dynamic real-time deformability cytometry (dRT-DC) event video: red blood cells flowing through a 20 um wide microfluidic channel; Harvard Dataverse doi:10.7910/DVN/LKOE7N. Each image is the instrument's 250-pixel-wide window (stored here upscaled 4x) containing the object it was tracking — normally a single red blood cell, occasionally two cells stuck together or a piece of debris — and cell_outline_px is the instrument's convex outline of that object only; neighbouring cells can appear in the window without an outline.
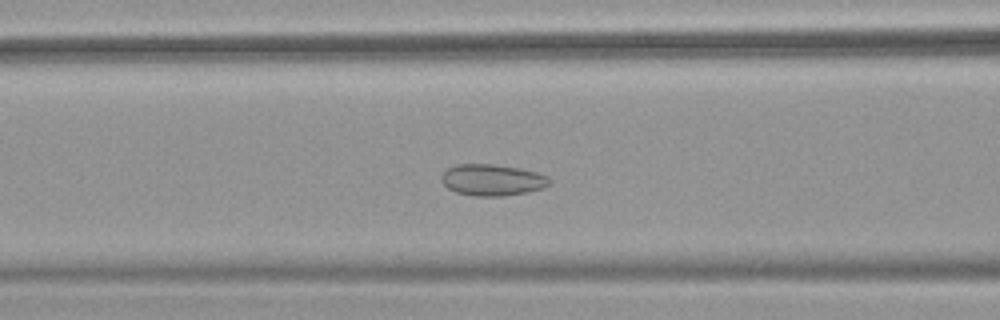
{"species": "common noctule bat (a hibernating species)", "species_latin": "Nyctalus noctula", "temperature_condition": "warm", "stored_images_in_passage": 51, "camera_frame_rate_fps": 3000, "um_per_image_px": 0.085, "animal": {"sex": "female", "body_mass_g": 18.4}, "frame": {"image": 1, "passage_image": 20, "time_ms": 6.333, "image_size_px": [1000, 320], "cell_outline_px": [[552, 180], [544, 188], [524, 192], [500, 196], [472, 196], [456, 192], [448, 188], [440, 180], [440, 176], [448, 168], [456, 164], [492, 164], [520, 168], [536, 172], [548, 176]], "centroid_in_image_um": [41.82, 15.29], "position_along_channel_um": 124.8, "area_um2": 19.77}}
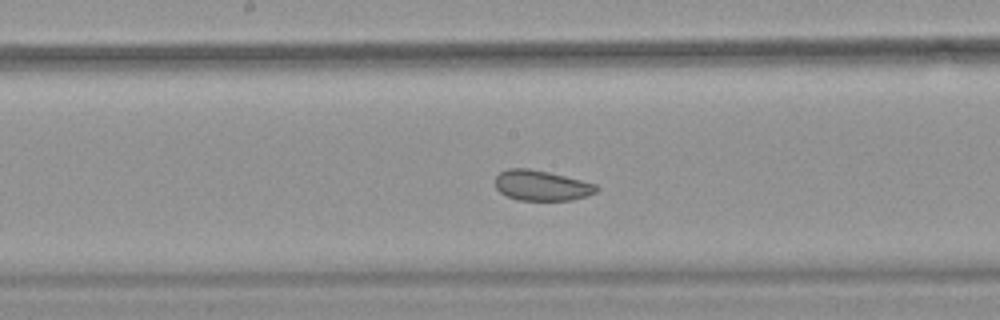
{"frame": {"image": 2, "passage_image": 26, "time_ms": 8.333, "image_size_px": [1000, 320], "cell_outline_px": [[600, 188], [596, 192], [588, 196], [572, 200], [516, 200], [500, 192], [496, 188], [496, 176], [500, 172], [508, 168], [528, 168], [548, 172], [596, 184]], "centroid_in_image_um": [46.04, 15.77], "position_along_channel_um": 202.2, "area_um2": 17.86}}
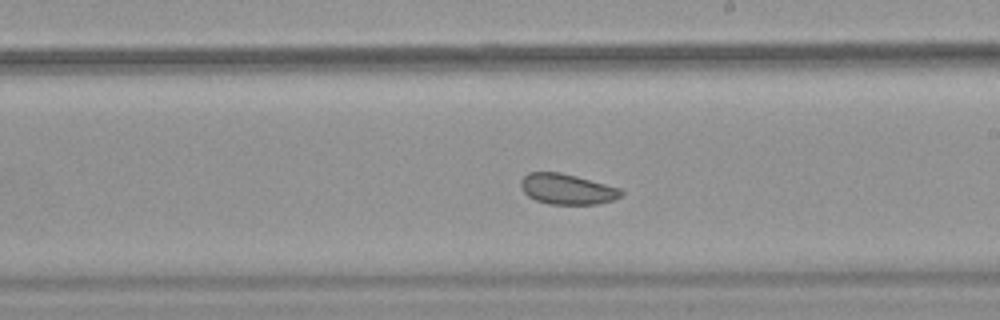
{"frame": {"image": 3, "passage_image": 29, "time_ms": 9.333, "image_size_px": [1000, 320], "cell_outline_px": [[624, 192], [620, 196], [612, 200], [600, 204], [548, 204], [536, 200], [528, 196], [520, 188], [520, 180], [528, 172], [560, 172], [576, 176], [620, 188]], "centroid_in_image_um": [48.17, 16.07], "position_along_channel_um": 240.8, "area_um2": 17.86}, "authors_computed_cell_mechanics": {"area_um2": 21.386, "velocity_mm_per_s": 3.8784, "shape_relaxation_time_tau1_ms": null, "shape_relaxation_time_tau2_ms": 2.5631, "deformation_change_tau1": null, "deformation_change_tau2": 0.0688}}